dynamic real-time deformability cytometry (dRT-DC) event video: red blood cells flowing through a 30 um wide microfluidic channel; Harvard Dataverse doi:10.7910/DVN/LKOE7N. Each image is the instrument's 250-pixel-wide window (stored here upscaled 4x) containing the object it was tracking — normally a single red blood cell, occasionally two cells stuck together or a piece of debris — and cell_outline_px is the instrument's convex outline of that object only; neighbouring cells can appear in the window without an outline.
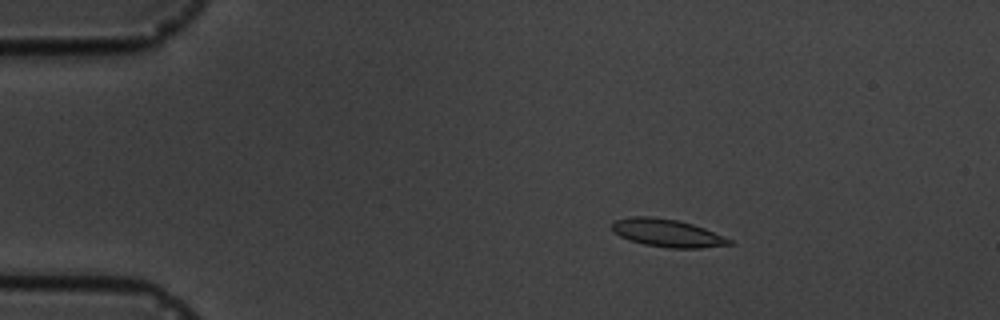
{"species": "common noctule bat (a hibernating species)", "species_latin": "Nyctalus noctula", "temperature_condition": "cold", "stored_images_in_passage": 4, "camera_frame_rate_fps": 3000, "um_per_image_px": 0.085, "animal": {"sex": "male", "body_mass_g": 19.5, "forearm_length_mm": 54.6}, "frame": {"image": 1, "passage_image": 2, "time_ms": 1.0, "image_size_px": [1000, 320], "cell_outline_px": [[736, 244], [700, 248], [668, 248], [644, 244], [628, 240], [612, 232], [612, 220], [632, 216], [652, 216], [676, 220], [692, 224], [704, 228], [732, 240]], "centroid_in_image_um": [56.68, 19.8], "position_along_channel_um": 28.3, "area_um2": 19.13}}
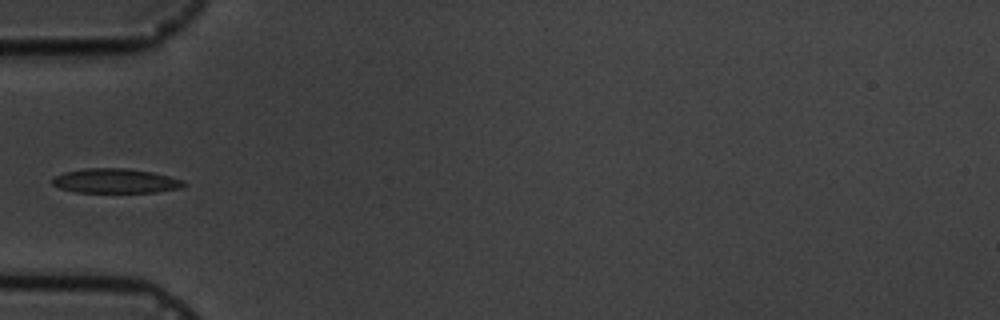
{"frame": {"image": 2, "passage_image": 4, "time_ms": 4.0, "image_size_px": [1000, 320], "cell_outline_px": [[188, 184], [180, 188], [156, 192], [76, 192], [60, 188], [52, 184], [52, 180], [56, 176], [64, 172], [84, 168], [128, 168], [152, 172], [184, 180]], "centroid_in_image_um": [9.84, 15.37], "position_along_channel_um": 75.2, "area_um2": 18.79}}